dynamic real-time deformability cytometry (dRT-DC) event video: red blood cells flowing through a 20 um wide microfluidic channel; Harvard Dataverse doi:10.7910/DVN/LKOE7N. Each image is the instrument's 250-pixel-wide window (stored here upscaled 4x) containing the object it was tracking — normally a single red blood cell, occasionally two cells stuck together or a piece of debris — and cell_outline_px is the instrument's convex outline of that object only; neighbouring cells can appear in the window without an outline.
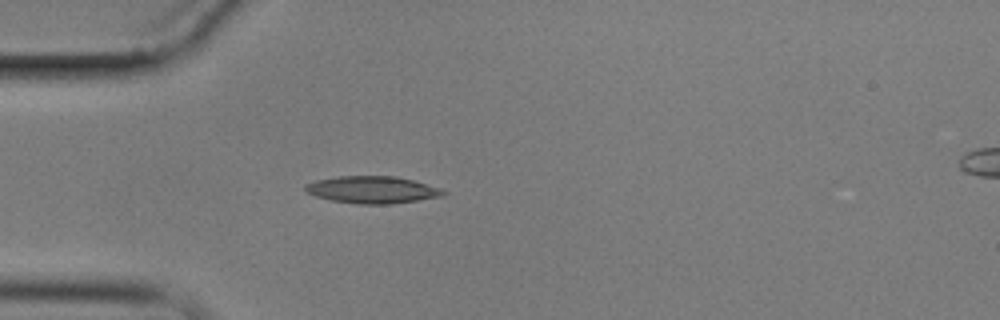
{"species": "common noctule bat (a hibernating species)", "species_latin": "Nyctalus noctula", "temperature_condition": "cold", "stored_images_in_passage": 1, "camera_frame_rate_fps": 3000, "um_per_image_px": 0.085, "animal": {"sex": "male", "body_mass_g": 17.9}, "frame": {"image": 1, "passage_image": 1, "time_ms": 0.0, "image_size_px": [1000, 320], "cell_outline_px": [[448, 192], [444, 196], [392, 204], [360, 204], [332, 200], [316, 196], [308, 192], [304, 188], [304, 184], [316, 180], [340, 176], [396, 176], [412, 180], [440, 188]], "centroid_in_image_um": [31.67, 16.13], "position_along_channel_um": 53.3, "area_um2": 21.73}}